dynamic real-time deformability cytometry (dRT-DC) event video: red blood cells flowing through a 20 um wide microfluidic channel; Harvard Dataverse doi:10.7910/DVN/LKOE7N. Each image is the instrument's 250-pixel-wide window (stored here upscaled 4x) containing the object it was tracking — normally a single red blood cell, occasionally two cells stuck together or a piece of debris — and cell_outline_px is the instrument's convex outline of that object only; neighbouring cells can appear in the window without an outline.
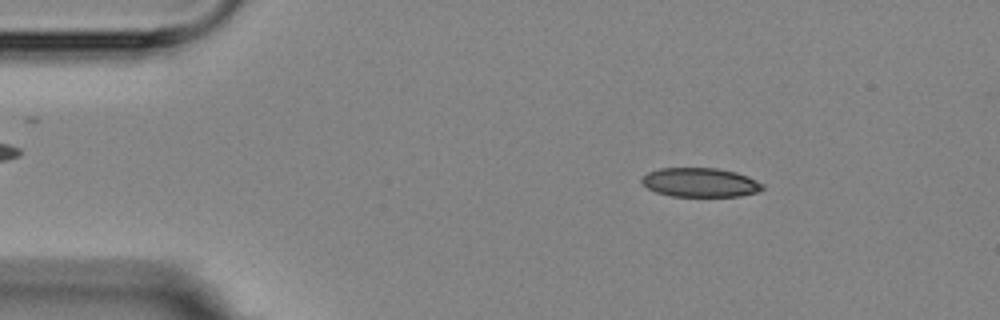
{"species": "Egyptian fruit bat (a non-hibernating species)", "species_latin": "Rousettus aegyptiacus", "temperature_condition": "room temperature", "stored_images_in_passage": 4, "camera_frame_rate_fps": 3000, "um_per_image_px": 0.085, "animal": {"sex": "female"}, "frame": {"image": 1, "passage_image": 2, "time_ms": 1.333, "image_size_px": [1000, 320], "cell_outline_px": [[764, 188], [760, 192], [740, 196], [672, 196], [656, 192], [648, 188], [640, 180], [648, 172], [660, 168], [716, 168], [736, 172], [748, 176], [764, 184]], "centroid_in_image_um": [59.56, 15.51], "position_along_channel_um": 25.4, "area_um2": 20.52}}